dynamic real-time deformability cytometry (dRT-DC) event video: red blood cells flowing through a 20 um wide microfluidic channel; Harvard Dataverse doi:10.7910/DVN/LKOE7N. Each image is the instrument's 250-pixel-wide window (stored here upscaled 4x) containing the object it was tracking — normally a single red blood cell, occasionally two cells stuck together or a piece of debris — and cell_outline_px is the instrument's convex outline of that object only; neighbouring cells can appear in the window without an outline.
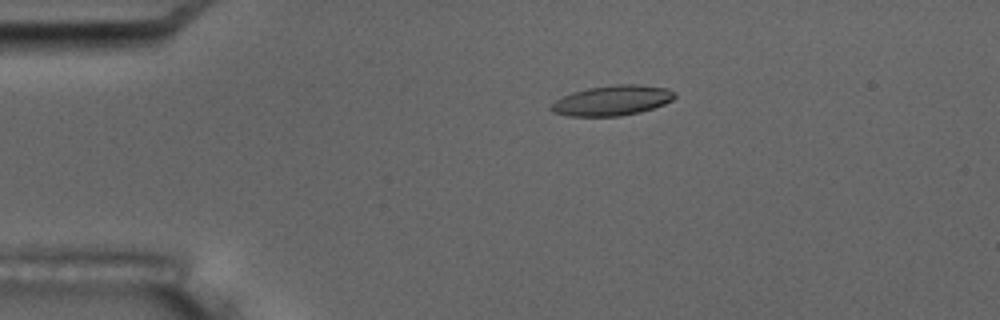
{"species": "common noctule bat (a hibernating species)", "species_latin": "Nyctalus noctula", "temperature_condition": "room temperature", "stored_images_in_passage": 5, "camera_frame_rate_fps": 3000, "um_per_image_px": 0.085, "animal": {"sex": "male", "body_mass_g": 17.5, "forearm_length_mm": 52.3}, "frame": {"image": 1, "passage_image": 3, "time_ms": 2.333, "image_size_px": [1000, 320], "cell_outline_px": [[676, 96], [672, 100], [664, 104], [640, 112], [620, 116], [568, 116], [552, 112], [548, 108], [556, 100], [572, 92], [588, 88], [616, 84], [640, 84], [668, 88], [676, 92]], "centroid_in_image_um": [52.05, 8.53], "position_along_channel_um": 33.0, "area_um2": 21.79}}